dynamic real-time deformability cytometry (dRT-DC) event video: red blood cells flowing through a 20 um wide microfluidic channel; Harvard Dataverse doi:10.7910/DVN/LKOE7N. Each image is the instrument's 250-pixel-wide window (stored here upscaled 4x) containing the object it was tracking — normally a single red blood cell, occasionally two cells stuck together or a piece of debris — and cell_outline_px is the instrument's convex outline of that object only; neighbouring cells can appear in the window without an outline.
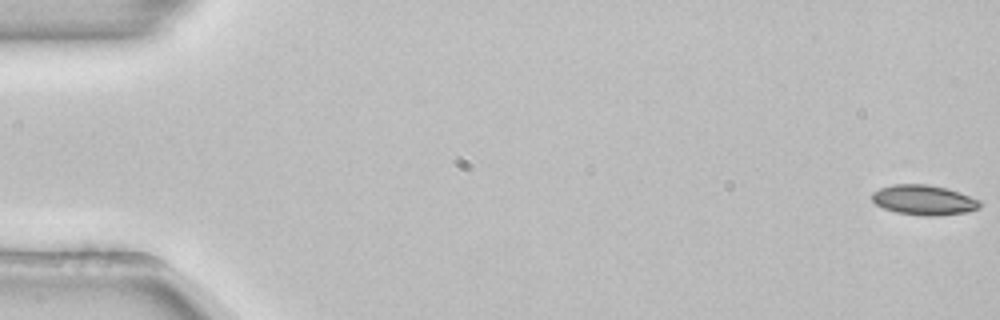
{"species": "common noctule bat (a hibernating species)", "species_latin": "Nyctalus noctula", "temperature_condition": "room temperature", "stored_images_in_passage": 54, "camera_frame_rate_fps": 3000, "um_per_image_px": 0.085, "animal": {"sex": "female", "body_mass_g": 22.7, "forearm_length_mm": 54.2}, "frame": {"image": 1, "passage_image": 1, "time_ms": 0.0, "image_size_px": [1000, 320], "cell_outline_px": [[984, 204], [980, 208], [968, 212], [936, 216], [920, 216], [896, 212], [884, 208], [876, 204], [872, 200], [872, 192], [880, 188], [892, 184], [924, 184], [948, 188], [960, 192], [980, 200]], "centroid_in_image_um": [78.57, 17.0], "position_along_channel_um": 6.4, "area_um2": 19.13}}
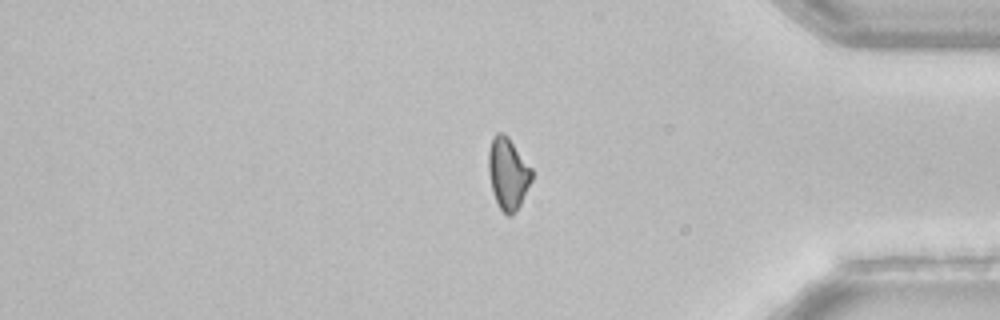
{"frame": {"image": 2, "passage_image": 45, "time_ms": 14.667, "image_size_px": [1000, 320], "cell_outline_px": [[532, 180], [516, 212], [512, 216], [508, 216], [500, 208], [492, 192], [488, 172], [488, 152], [492, 136], [496, 132], [504, 132], [508, 136], [532, 168]], "centroid_in_image_um": [43.16, 14.72], "position_along_channel_um": 392.0, "area_um2": 18.26}}
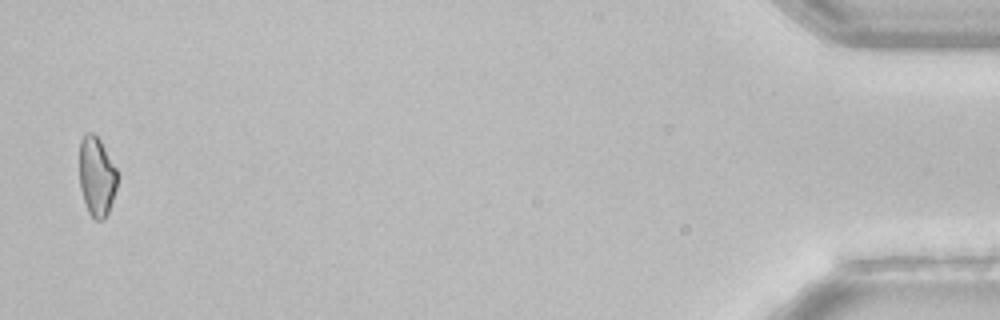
{"frame": {"image": 3, "passage_image": 53, "time_ms": 17.333, "image_size_px": [1000, 320], "cell_outline_px": [[120, 176], [108, 212], [104, 220], [96, 220], [88, 212], [80, 188], [80, 140], [88, 132], [92, 132], [100, 140], [116, 168]], "centroid_in_image_um": [8.23, 15.01], "position_along_channel_um": 427.0, "area_um2": 17.51}}